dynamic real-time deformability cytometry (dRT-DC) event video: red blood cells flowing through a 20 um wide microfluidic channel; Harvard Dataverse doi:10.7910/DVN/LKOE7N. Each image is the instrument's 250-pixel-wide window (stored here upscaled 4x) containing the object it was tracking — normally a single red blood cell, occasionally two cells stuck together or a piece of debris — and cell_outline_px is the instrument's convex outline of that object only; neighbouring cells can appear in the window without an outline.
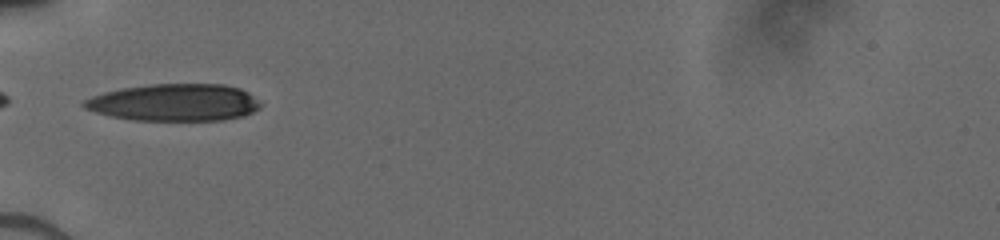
{"species": "human", "species_latin": "Homo sapiens", "temperature_condition": "cold", "stored_images_in_passage": 33, "camera_frame_rate_fps": 3000, "um_per_image_px": 0.085, "donor": {"sex": "male"}, "frame": {"image": 1, "passage_image": 1, "time_ms": 0.0, "image_size_px": [1000, 240], "cell_outline_px": [[264, 104], [260, 108], [244, 116], [224, 120], [132, 120], [112, 116], [96, 112], [84, 108], [80, 104], [84, 100], [92, 96], [104, 92], [124, 88], [152, 84], [224, 84], [240, 88], [248, 92]], "centroid_in_image_um": [14.86, 8.71], "position_along_channel_um": 70.1, "area_um2": 38.32}}
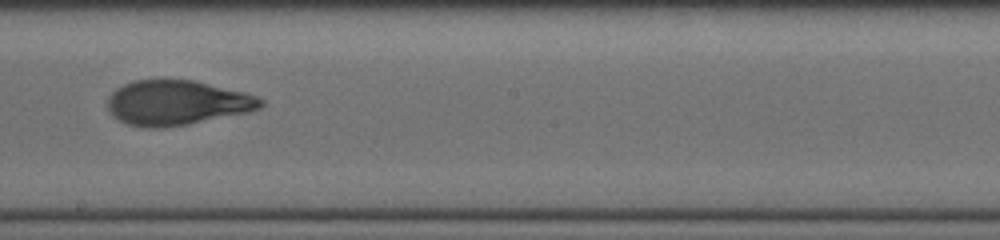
{"frame": {"image": 2, "passage_image": 13, "time_ms": 4.0, "image_size_px": [1000, 240], "cell_outline_px": [[264, 104], [260, 108], [252, 112], [188, 124], [164, 128], [148, 128], [128, 124], [112, 116], [108, 112], [108, 96], [116, 88], [132, 80], [192, 80], [244, 92], [256, 96], [264, 100]], "centroid_in_image_um": [15.04, 8.74], "position_along_channel_um": 233.2, "area_um2": 40.17}}
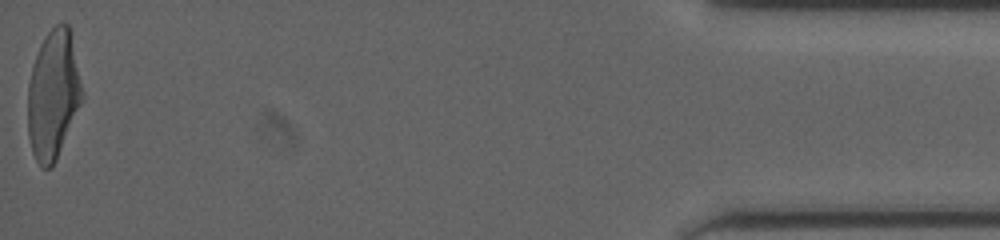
{"frame": {"image": 3, "passage_image": 33, "time_ms": 10.667, "image_size_px": [1000, 240], "cell_outline_px": [[84, 96], [56, 160], [52, 168], [40, 168], [32, 152], [28, 136], [28, 84], [32, 64], [40, 44], [44, 36], [56, 24], [68, 24], [84, 92]], "centroid_in_image_um": [4.51, 8.07], "position_along_channel_um": 430.7, "area_um2": 40.81}}